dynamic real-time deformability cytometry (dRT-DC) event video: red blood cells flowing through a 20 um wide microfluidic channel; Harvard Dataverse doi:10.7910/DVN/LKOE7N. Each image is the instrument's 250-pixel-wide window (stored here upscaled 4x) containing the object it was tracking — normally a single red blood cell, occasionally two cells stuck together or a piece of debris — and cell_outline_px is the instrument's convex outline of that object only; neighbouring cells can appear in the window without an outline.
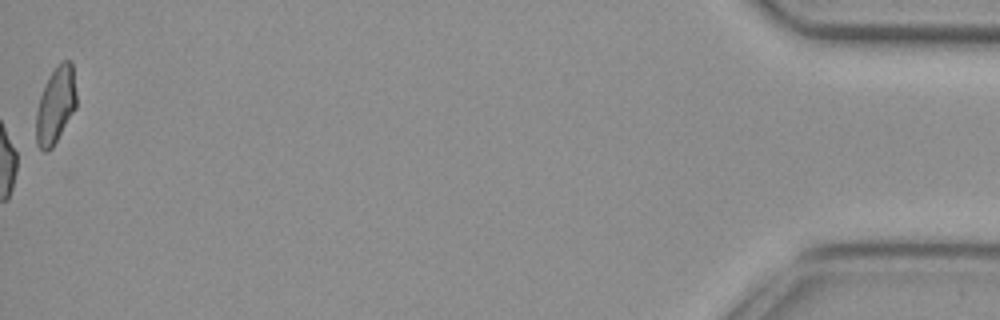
{"species": "common noctule bat (a hibernating species)", "species_latin": "Nyctalus noctula", "temperature_condition": "cold", "stored_images_in_passage": 55, "camera_frame_rate_fps": 3000, "um_per_image_px": 0.085, "animal": {"sex": "female", "body_mass_g": 29.2, "forearm_length_mm": 56.3}, "frame": {"image": 1, "passage_image": 55, "time_ms": 18.0, "image_size_px": [1000, 320], "cell_outline_px": [[76, 108], [52, 148], [48, 152], [44, 152], [40, 148], [36, 140], [36, 112], [40, 96], [44, 84], [48, 76], [64, 60], [72, 60], [76, 92]], "centroid_in_image_um": [4.73, 8.95], "position_along_channel_um": 430.5, "area_um2": 17.98}, "authors_computed_cell_mechanics": {"area_um2": 19.1318, "velocity_mm_per_s": 3.8129, "shape_relaxation_time_tau1_ms": null, "shape_relaxation_time_tau2_ms": 2.6861, "deformation_change_tau1": null, "deformation_change_tau2": 0.0829}}